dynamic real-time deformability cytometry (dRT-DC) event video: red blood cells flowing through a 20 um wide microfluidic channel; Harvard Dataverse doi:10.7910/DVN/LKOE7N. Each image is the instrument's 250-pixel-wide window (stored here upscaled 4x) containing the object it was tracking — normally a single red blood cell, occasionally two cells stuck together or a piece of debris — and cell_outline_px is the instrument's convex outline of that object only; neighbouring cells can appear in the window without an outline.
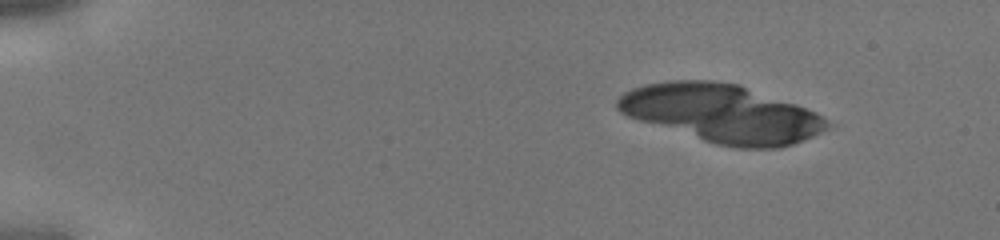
{"species": "human", "species_latin": "Homo sapiens", "temperature_condition": "cold", "stored_images_in_passage": 10, "camera_frame_rate_fps": 3000, "um_per_image_px": 0.085, "donor": {"sex": "male"}, "frame": {"image": 1, "passage_image": 1, "time_ms": 0.0, "image_size_px": [1000, 240], "cell_outline_px": [[836, 124], [812, 136], [792, 144], [780, 148], [736, 148], [716, 144], [640, 120], [628, 116], [620, 112], [616, 108], [616, 100], [624, 92], [632, 88], [644, 84], [672, 80], [712, 80], [740, 84], [796, 104], [816, 112]], "centroid_in_image_um": [61.39, 9.63], "position_along_channel_um": 23.6, "area_um2": 70.86}}